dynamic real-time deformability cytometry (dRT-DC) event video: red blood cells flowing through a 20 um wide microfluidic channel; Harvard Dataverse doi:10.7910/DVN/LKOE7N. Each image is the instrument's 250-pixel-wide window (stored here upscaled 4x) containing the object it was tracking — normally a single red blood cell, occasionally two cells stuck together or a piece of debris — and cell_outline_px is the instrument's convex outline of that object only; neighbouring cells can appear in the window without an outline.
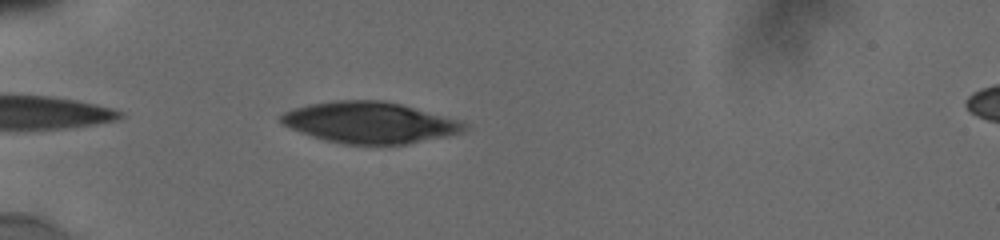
{"species": "human", "species_latin": "Homo sapiens", "temperature_condition": "cold", "stored_images_in_passage": 45, "camera_frame_rate_fps": 3000, "um_per_image_px": 0.085, "donor": {"sex": "male"}, "frame": {"image": 1, "passage_image": 5, "time_ms": 0.667, "image_size_px": [1000, 240], "cell_outline_px": [[468, 124], [460, 132], [444, 136], [408, 144], [344, 144], [328, 140], [292, 128], [284, 124], [280, 120], [280, 116], [284, 112], [292, 108], [308, 104], [336, 100], [384, 100], [400, 104], [460, 120]], "centroid_in_image_um": [31.43, 10.4], "position_along_channel_um": 53.6, "area_um2": 43.35}}
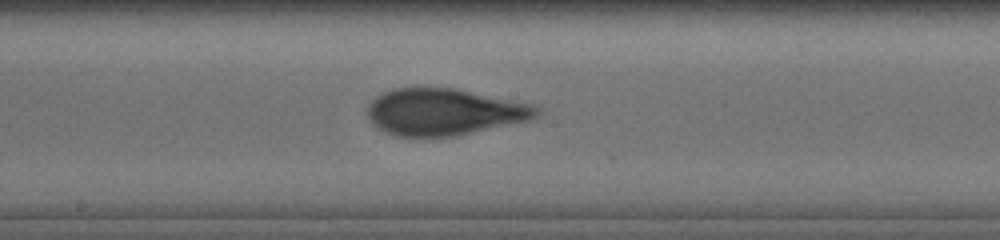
{"frame": {"image": 2, "passage_image": 22, "time_ms": 5.333, "image_size_px": [1000, 240], "cell_outline_px": [[544, 112], [540, 116], [528, 120], [452, 136], [396, 136], [376, 128], [372, 124], [368, 116], [368, 104], [376, 96], [392, 88], [452, 88], [532, 104], [540, 108]], "centroid_in_image_um": [37.74, 9.51], "position_along_channel_um": 210.5, "area_um2": 45.66}}
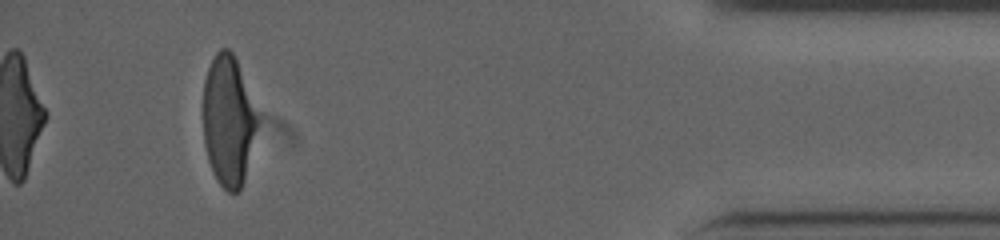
{"frame": {"image": 3, "passage_image": 42, "time_ms": 12.0, "image_size_px": [1000, 240], "cell_outline_px": [[260, 120], [244, 176], [240, 188], [236, 192], [228, 192], [216, 180], [208, 160], [204, 144], [204, 80], [208, 68], [216, 52], [220, 48], [228, 48], [232, 52], [236, 60], [260, 116]], "centroid_in_image_um": [19.42, 10.23], "position_along_channel_um": 415.8, "area_um2": 41.15}, "authors_computed_cell_mechanics": {"area_um2": 45.7776, "velocity_mm_per_s": 3.8252, "shape_relaxation_time_tau1_ms": 5.642, "shape_relaxation_time_tau2_ms": 1.0205, "deformation_change_tau1": 0.1892, "deformation_change_tau2": 0.0824}}